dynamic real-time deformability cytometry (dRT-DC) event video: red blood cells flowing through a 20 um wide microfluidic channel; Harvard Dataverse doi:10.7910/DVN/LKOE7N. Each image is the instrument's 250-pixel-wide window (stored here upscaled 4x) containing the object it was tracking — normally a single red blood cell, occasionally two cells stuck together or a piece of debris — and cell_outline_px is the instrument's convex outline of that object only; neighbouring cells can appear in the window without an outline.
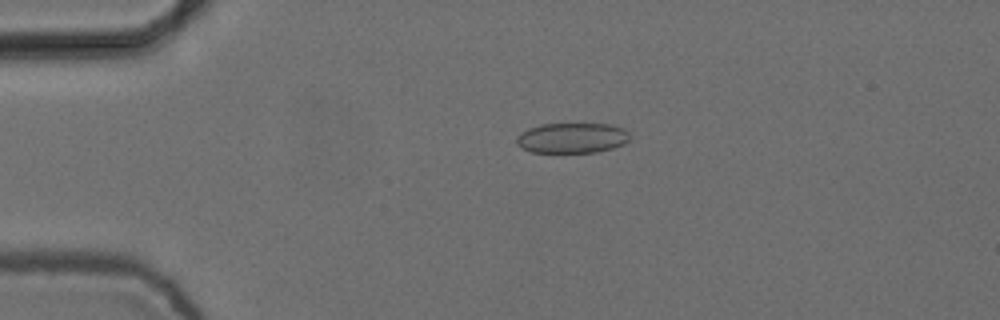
{"species": "common noctule bat (a hibernating species)", "species_latin": "Nyctalus noctula", "temperature_condition": "cold", "stored_images_in_passage": 4, "camera_frame_rate_fps": 3000, "um_per_image_px": 0.085, "animal": {"sex": "female", "body_mass_g": 24.6, "forearm_length_mm": 56.2}, "frame": {"image": 1, "passage_image": 3, "time_ms": 0.667, "image_size_px": [1000, 320], "cell_outline_px": [[628, 140], [624, 144], [612, 148], [596, 152], [532, 152], [520, 148], [516, 144], [516, 136], [520, 132], [528, 128], [540, 124], [608, 124], [624, 128], [628, 132]], "centroid_in_image_um": [48.57, 11.72], "position_along_channel_um": 36.4, "area_um2": 20.06}}